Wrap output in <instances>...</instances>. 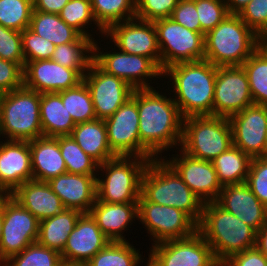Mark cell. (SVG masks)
Masks as SVG:
<instances>
[{"mask_svg": "<svg viewBox=\"0 0 267 266\" xmlns=\"http://www.w3.org/2000/svg\"><path fill=\"white\" fill-rule=\"evenodd\" d=\"M131 98L138 108L140 157L158 158L165 150L180 146L183 117L171 96L144 88L135 89Z\"/></svg>", "mask_w": 267, "mask_h": 266, "instance_id": "1", "label": "cell"}, {"mask_svg": "<svg viewBox=\"0 0 267 266\" xmlns=\"http://www.w3.org/2000/svg\"><path fill=\"white\" fill-rule=\"evenodd\" d=\"M217 68L204 59L174 64L163 71L162 76L173 80L170 83L175 92L173 100L183 118L213 116Z\"/></svg>", "mask_w": 267, "mask_h": 266, "instance_id": "2", "label": "cell"}, {"mask_svg": "<svg viewBox=\"0 0 267 266\" xmlns=\"http://www.w3.org/2000/svg\"><path fill=\"white\" fill-rule=\"evenodd\" d=\"M197 231L220 265L234 254L256 247L257 232L216 202H205Z\"/></svg>", "mask_w": 267, "mask_h": 266, "instance_id": "3", "label": "cell"}, {"mask_svg": "<svg viewBox=\"0 0 267 266\" xmlns=\"http://www.w3.org/2000/svg\"><path fill=\"white\" fill-rule=\"evenodd\" d=\"M141 196L147 202L182 210L197 225L201 221L204 203L162 157L151 159L146 167Z\"/></svg>", "mask_w": 267, "mask_h": 266, "instance_id": "4", "label": "cell"}, {"mask_svg": "<svg viewBox=\"0 0 267 266\" xmlns=\"http://www.w3.org/2000/svg\"><path fill=\"white\" fill-rule=\"evenodd\" d=\"M260 47V37L238 14H228L204 35V59L213 65L241 66Z\"/></svg>", "mask_w": 267, "mask_h": 266, "instance_id": "5", "label": "cell"}, {"mask_svg": "<svg viewBox=\"0 0 267 266\" xmlns=\"http://www.w3.org/2000/svg\"><path fill=\"white\" fill-rule=\"evenodd\" d=\"M151 159L117 156L98 166L105 177L96 178L97 199L106 203H138L141 180ZM105 178V179H104Z\"/></svg>", "mask_w": 267, "mask_h": 266, "instance_id": "6", "label": "cell"}, {"mask_svg": "<svg viewBox=\"0 0 267 266\" xmlns=\"http://www.w3.org/2000/svg\"><path fill=\"white\" fill-rule=\"evenodd\" d=\"M6 135V137H5ZM31 141L43 137L40 93L21 87L0 96V137Z\"/></svg>", "mask_w": 267, "mask_h": 266, "instance_id": "7", "label": "cell"}, {"mask_svg": "<svg viewBox=\"0 0 267 266\" xmlns=\"http://www.w3.org/2000/svg\"><path fill=\"white\" fill-rule=\"evenodd\" d=\"M180 149L187 155L212 161L233 146L232 129L226 117L190 116L183 118Z\"/></svg>", "mask_w": 267, "mask_h": 266, "instance_id": "8", "label": "cell"}, {"mask_svg": "<svg viewBox=\"0 0 267 266\" xmlns=\"http://www.w3.org/2000/svg\"><path fill=\"white\" fill-rule=\"evenodd\" d=\"M161 55V71L182 62L204 60V34L189 30L171 17L153 22Z\"/></svg>", "mask_w": 267, "mask_h": 266, "instance_id": "9", "label": "cell"}, {"mask_svg": "<svg viewBox=\"0 0 267 266\" xmlns=\"http://www.w3.org/2000/svg\"><path fill=\"white\" fill-rule=\"evenodd\" d=\"M138 220L151 235L153 245L187 238L197 231V224L182 210L147 202L142 196L138 200Z\"/></svg>", "mask_w": 267, "mask_h": 266, "instance_id": "10", "label": "cell"}, {"mask_svg": "<svg viewBox=\"0 0 267 266\" xmlns=\"http://www.w3.org/2000/svg\"><path fill=\"white\" fill-rule=\"evenodd\" d=\"M146 266H221L212 248L196 231L192 236L151 246Z\"/></svg>", "mask_w": 267, "mask_h": 266, "instance_id": "11", "label": "cell"}, {"mask_svg": "<svg viewBox=\"0 0 267 266\" xmlns=\"http://www.w3.org/2000/svg\"><path fill=\"white\" fill-rule=\"evenodd\" d=\"M97 41L93 44V61L107 73L123 79L134 89L154 88L149 79L162 78L161 69L148 57L115 50L100 51ZM104 52V53H103ZM159 76V77H158Z\"/></svg>", "mask_w": 267, "mask_h": 266, "instance_id": "12", "label": "cell"}, {"mask_svg": "<svg viewBox=\"0 0 267 266\" xmlns=\"http://www.w3.org/2000/svg\"><path fill=\"white\" fill-rule=\"evenodd\" d=\"M3 227L0 239V266L11 256L19 254L37 242L39 220L12 197L2 210Z\"/></svg>", "mask_w": 267, "mask_h": 266, "instance_id": "13", "label": "cell"}, {"mask_svg": "<svg viewBox=\"0 0 267 266\" xmlns=\"http://www.w3.org/2000/svg\"><path fill=\"white\" fill-rule=\"evenodd\" d=\"M94 106L97 119L105 120L125 104L134 92V88L121 78L101 69L94 61L83 76Z\"/></svg>", "mask_w": 267, "mask_h": 266, "instance_id": "14", "label": "cell"}, {"mask_svg": "<svg viewBox=\"0 0 267 266\" xmlns=\"http://www.w3.org/2000/svg\"><path fill=\"white\" fill-rule=\"evenodd\" d=\"M253 104L249 80L243 67H218L215 78L213 116L229 118Z\"/></svg>", "mask_w": 267, "mask_h": 266, "instance_id": "15", "label": "cell"}, {"mask_svg": "<svg viewBox=\"0 0 267 266\" xmlns=\"http://www.w3.org/2000/svg\"><path fill=\"white\" fill-rule=\"evenodd\" d=\"M114 47L127 54L150 58L161 69V55L153 22L133 18L112 24L105 30ZM109 36V37H108Z\"/></svg>", "mask_w": 267, "mask_h": 266, "instance_id": "16", "label": "cell"}, {"mask_svg": "<svg viewBox=\"0 0 267 266\" xmlns=\"http://www.w3.org/2000/svg\"><path fill=\"white\" fill-rule=\"evenodd\" d=\"M233 145L251 158L267 157V106L253 104L229 118Z\"/></svg>", "mask_w": 267, "mask_h": 266, "instance_id": "17", "label": "cell"}, {"mask_svg": "<svg viewBox=\"0 0 267 266\" xmlns=\"http://www.w3.org/2000/svg\"><path fill=\"white\" fill-rule=\"evenodd\" d=\"M87 71L66 68L51 59L29 61L23 68V86L40 94L60 92L77 86Z\"/></svg>", "mask_w": 267, "mask_h": 266, "instance_id": "18", "label": "cell"}, {"mask_svg": "<svg viewBox=\"0 0 267 266\" xmlns=\"http://www.w3.org/2000/svg\"><path fill=\"white\" fill-rule=\"evenodd\" d=\"M179 155L163 159L176 171L184 183L205 202H215L222 186L212 161L193 158L179 149Z\"/></svg>", "mask_w": 267, "mask_h": 266, "instance_id": "19", "label": "cell"}, {"mask_svg": "<svg viewBox=\"0 0 267 266\" xmlns=\"http://www.w3.org/2000/svg\"><path fill=\"white\" fill-rule=\"evenodd\" d=\"M104 122L109 146L117 156L140 157L139 115L132 98Z\"/></svg>", "mask_w": 267, "mask_h": 266, "instance_id": "20", "label": "cell"}, {"mask_svg": "<svg viewBox=\"0 0 267 266\" xmlns=\"http://www.w3.org/2000/svg\"><path fill=\"white\" fill-rule=\"evenodd\" d=\"M110 242L91 214L82 213L60 254L63 262L86 264Z\"/></svg>", "mask_w": 267, "mask_h": 266, "instance_id": "21", "label": "cell"}, {"mask_svg": "<svg viewBox=\"0 0 267 266\" xmlns=\"http://www.w3.org/2000/svg\"><path fill=\"white\" fill-rule=\"evenodd\" d=\"M215 202L256 232L267 221V207L253 194L246 182L222 186Z\"/></svg>", "mask_w": 267, "mask_h": 266, "instance_id": "22", "label": "cell"}, {"mask_svg": "<svg viewBox=\"0 0 267 266\" xmlns=\"http://www.w3.org/2000/svg\"><path fill=\"white\" fill-rule=\"evenodd\" d=\"M33 180L29 141H0V188L11 193Z\"/></svg>", "mask_w": 267, "mask_h": 266, "instance_id": "23", "label": "cell"}, {"mask_svg": "<svg viewBox=\"0 0 267 266\" xmlns=\"http://www.w3.org/2000/svg\"><path fill=\"white\" fill-rule=\"evenodd\" d=\"M96 178L97 176L66 172L47 183L66 209L89 213L97 198Z\"/></svg>", "mask_w": 267, "mask_h": 266, "instance_id": "24", "label": "cell"}, {"mask_svg": "<svg viewBox=\"0 0 267 266\" xmlns=\"http://www.w3.org/2000/svg\"><path fill=\"white\" fill-rule=\"evenodd\" d=\"M11 197L39 221L53 217L65 207L47 182L31 180L17 187Z\"/></svg>", "mask_w": 267, "mask_h": 266, "instance_id": "25", "label": "cell"}, {"mask_svg": "<svg viewBox=\"0 0 267 266\" xmlns=\"http://www.w3.org/2000/svg\"><path fill=\"white\" fill-rule=\"evenodd\" d=\"M89 213L111 241H128L123 234L138 220V203H106L96 198Z\"/></svg>", "mask_w": 267, "mask_h": 266, "instance_id": "26", "label": "cell"}, {"mask_svg": "<svg viewBox=\"0 0 267 266\" xmlns=\"http://www.w3.org/2000/svg\"><path fill=\"white\" fill-rule=\"evenodd\" d=\"M33 180L48 182L67 172L58 137H40L29 141Z\"/></svg>", "mask_w": 267, "mask_h": 266, "instance_id": "27", "label": "cell"}, {"mask_svg": "<svg viewBox=\"0 0 267 266\" xmlns=\"http://www.w3.org/2000/svg\"><path fill=\"white\" fill-rule=\"evenodd\" d=\"M70 136L99 165L117 157L109 146L106 125L102 119L77 123Z\"/></svg>", "mask_w": 267, "mask_h": 266, "instance_id": "28", "label": "cell"}, {"mask_svg": "<svg viewBox=\"0 0 267 266\" xmlns=\"http://www.w3.org/2000/svg\"><path fill=\"white\" fill-rule=\"evenodd\" d=\"M40 119L45 137L70 136L76 125L57 92L40 94Z\"/></svg>", "mask_w": 267, "mask_h": 266, "instance_id": "29", "label": "cell"}, {"mask_svg": "<svg viewBox=\"0 0 267 266\" xmlns=\"http://www.w3.org/2000/svg\"><path fill=\"white\" fill-rule=\"evenodd\" d=\"M81 214L78 210L65 208L53 217L41 220L37 242L61 253Z\"/></svg>", "mask_w": 267, "mask_h": 266, "instance_id": "30", "label": "cell"}, {"mask_svg": "<svg viewBox=\"0 0 267 266\" xmlns=\"http://www.w3.org/2000/svg\"><path fill=\"white\" fill-rule=\"evenodd\" d=\"M29 28L55 46L77 42L82 37L77 30L67 25L59 14L42 11H32Z\"/></svg>", "mask_w": 267, "mask_h": 266, "instance_id": "31", "label": "cell"}, {"mask_svg": "<svg viewBox=\"0 0 267 266\" xmlns=\"http://www.w3.org/2000/svg\"><path fill=\"white\" fill-rule=\"evenodd\" d=\"M251 160L249 155L234 145L212 160L221 186L246 182Z\"/></svg>", "mask_w": 267, "mask_h": 266, "instance_id": "32", "label": "cell"}, {"mask_svg": "<svg viewBox=\"0 0 267 266\" xmlns=\"http://www.w3.org/2000/svg\"><path fill=\"white\" fill-rule=\"evenodd\" d=\"M93 44L91 38L82 36L77 42L57 45L51 60L71 69H88L93 61Z\"/></svg>", "mask_w": 267, "mask_h": 266, "instance_id": "33", "label": "cell"}, {"mask_svg": "<svg viewBox=\"0 0 267 266\" xmlns=\"http://www.w3.org/2000/svg\"><path fill=\"white\" fill-rule=\"evenodd\" d=\"M253 103L267 106V53L259 47L242 65Z\"/></svg>", "mask_w": 267, "mask_h": 266, "instance_id": "34", "label": "cell"}, {"mask_svg": "<svg viewBox=\"0 0 267 266\" xmlns=\"http://www.w3.org/2000/svg\"><path fill=\"white\" fill-rule=\"evenodd\" d=\"M128 241H111L97 252L87 266H137L142 256Z\"/></svg>", "mask_w": 267, "mask_h": 266, "instance_id": "35", "label": "cell"}, {"mask_svg": "<svg viewBox=\"0 0 267 266\" xmlns=\"http://www.w3.org/2000/svg\"><path fill=\"white\" fill-rule=\"evenodd\" d=\"M57 93L61 96L63 106H66L75 124L97 119L91 94L84 81L73 88Z\"/></svg>", "mask_w": 267, "mask_h": 266, "instance_id": "36", "label": "cell"}, {"mask_svg": "<svg viewBox=\"0 0 267 266\" xmlns=\"http://www.w3.org/2000/svg\"><path fill=\"white\" fill-rule=\"evenodd\" d=\"M96 22L106 30L112 24L135 18V0H90Z\"/></svg>", "mask_w": 267, "mask_h": 266, "instance_id": "37", "label": "cell"}, {"mask_svg": "<svg viewBox=\"0 0 267 266\" xmlns=\"http://www.w3.org/2000/svg\"><path fill=\"white\" fill-rule=\"evenodd\" d=\"M58 143L68 173L98 176L99 164L87 155L71 136H59Z\"/></svg>", "mask_w": 267, "mask_h": 266, "instance_id": "38", "label": "cell"}, {"mask_svg": "<svg viewBox=\"0 0 267 266\" xmlns=\"http://www.w3.org/2000/svg\"><path fill=\"white\" fill-rule=\"evenodd\" d=\"M59 16L67 25L73 27L82 36L91 38L93 41L96 40L91 37L92 34L85 30V28L88 29L87 25H92V21L98 27L97 30H99V32L101 31V35L103 36V34H105V30L96 22L94 18L90 0H69L59 13Z\"/></svg>", "mask_w": 267, "mask_h": 266, "instance_id": "39", "label": "cell"}, {"mask_svg": "<svg viewBox=\"0 0 267 266\" xmlns=\"http://www.w3.org/2000/svg\"><path fill=\"white\" fill-rule=\"evenodd\" d=\"M62 263L58 251L35 242L19 254L11 256L1 266H60Z\"/></svg>", "mask_w": 267, "mask_h": 266, "instance_id": "40", "label": "cell"}, {"mask_svg": "<svg viewBox=\"0 0 267 266\" xmlns=\"http://www.w3.org/2000/svg\"><path fill=\"white\" fill-rule=\"evenodd\" d=\"M32 11L33 0H0V24L22 32L30 25Z\"/></svg>", "mask_w": 267, "mask_h": 266, "instance_id": "41", "label": "cell"}, {"mask_svg": "<svg viewBox=\"0 0 267 266\" xmlns=\"http://www.w3.org/2000/svg\"><path fill=\"white\" fill-rule=\"evenodd\" d=\"M196 11L201 25V34L213 30L228 14L224 0H196Z\"/></svg>", "mask_w": 267, "mask_h": 266, "instance_id": "42", "label": "cell"}, {"mask_svg": "<svg viewBox=\"0 0 267 266\" xmlns=\"http://www.w3.org/2000/svg\"><path fill=\"white\" fill-rule=\"evenodd\" d=\"M25 64L29 61L51 59L56 46L34 33L29 27L21 32Z\"/></svg>", "mask_w": 267, "mask_h": 266, "instance_id": "43", "label": "cell"}, {"mask_svg": "<svg viewBox=\"0 0 267 266\" xmlns=\"http://www.w3.org/2000/svg\"><path fill=\"white\" fill-rule=\"evenodd\" d=\"M179 0H135V18L154 22L170 18Z\"/></svg>", "mask_w": 267, "mask_h": 266, "instance_id": "44", "label": "cell"}, {"mask_svg": "<svg viewBox=\"0 0 267 266\" xmlns=\"http://www.w3.org/2000/svg\"><path fill=\"white\" fill-rule=\"evenodd\" d=\"M0 58L25 66L21 31L0 24Z\"/></svg>", "mask_w": 267, "mask_h": 266, "instance_id": "45", "label": "cell"}, {"mask_svg": "<svg viewBox=\"0 0 267 266\" xmlns=\"http://www.w3.org/2000/svg\"><path fill=\"white\" fill-rule=\"evenodd\" d=\"M246 183L259 201L267 207V157L252 158Z\"/></svg>", "mask_w": 267, "mask_h": 266, "instance_id": "46", "label": "cell"}, {"mask_svg": "<svg viewBox=\"0 0 267 266\" xmlns=\"http://www.w3.org/2000/svg\"><path fill=\"white\" fill-rule=\"evenodd\" d=\"M259 37L267 32V0H252L238 14Z\"/></svg>", "mask_w": 267, "mask_h": 266, "instance_id": "47", "label": "cell"}, {"mask_svg": "<svg viewBox=\"0 0 267 266\" xmlns=\"http://www.w3.org/2000/svg\"><path fill=\"white\" fill-rule=\"evenodd\" d=\"M23 87V67L0 58V94Z\"/></svg>", "mask_w": 267, "mask_h": 266, "instance_id": "48", "label": "cell"}, {"mask_svg": "<svg viewBox=\"0 0 267 266\" xmlns=\"http://www.w3.org/2000/svg\"><path fill=\"white\" fill-rule=\"evenodd\" d=\"M171 18L185 28L201 33V25L196 11V0H179Z\"/></svg>", "mask_w": 267, "mask_h": 266, "instance_id": "49", "label": "cell"}, {"mask_svg": "<svg viewBox=\"0 0 267 266\" xmlns=\"http://www.w3.org/2000/svg\"><path fill=\"white\" fill-rule=\"evenodd\" d=\"M221 266H267V258L257 247H254L234 254Z\"/></svg>", "mask_w": 267, "mask_h": 266, "instance_id": "50", "label": "cell"}, {"mask_svg": "<svg viewBox=\"0 0 267 266\" xmlns=\"http://www.w3.org/2000/svg\"><path fill=\"white\" fill-rule=\"evenodd\" d=\"M69 0H33V10L59 14Z\"/></svg>", "mask_w": 267, "mask_h": 266, "instance_id": "51", "label": "cell"}, {"mask_svg": "<svg viewBox=\"0 0 267 266\" xmlns=\"http://www.w3.org/2000/svg\"><path fill=\"white\" fill-rule=\"evenodd\" d=\"M256 247L261 251V253L267 258V221L265 224L257 231L256 236Z\"/></svg>", "mask_w": 267, "mask_h": 266, "instance_id": "52", "label": "cell"}, {"mask_svg": "<svg viewBox=\"0 0 267 266\" xmlns=\"http://www.w3.org/2000/svg\"><path fill=\"white\" fill-rule=\"evenodd\" d=\"M229 14H239L241 10L252 0H224Z\"/></svg>", "mask_w": 267, "mask_h": 266, "instance_id": "53", "label": "cell"}, {"mask_svg": "<svg viewBox=\"0 0 267 266\" xmlns=\"http://www.w3.org/2000/svg\"><path fill=\"white\" fill-rule=\"evenodd\" d=\"M11 197V192L5 189L0 188V213L3 210L5 203Z\"/></svg>", "mask_w": 267, "mask_h": 266, "instance_id": "54", "label": "cell"}, {"mask_svg": "<svg viewBox=\"0 0 267 266\" xmlns=\"http://www.w3.org/2000/svg\"><path fill=\"white\" fill-rule=\"evenodd\" d=\"M260 47L267 53V32L260 36Z\"/></svg>", "mask_w": 267, "mask_h": 266, "instance_id": "55", "label": "cell"}, {"mask_svg": "<svg viewBox=\"0 0 267 266\" xmlns=\"http://www.w3.org/2000/svg\"><path fill=\"white\" fill-rule=\"evenodd\" d=\"M60 266H87L86 264L66 263L63 262Z\"/></svg>", "mask_w": 267, "mask_h": 266, "instance_id": "56", "label": "cell"}, {"mask_svg": "<svg viewBox=\"0 0 267 266\" xmlns=\"http://www.w3.org/2000/svg\"><path fill=\"white\" fill-rule=\"evenodd\" d=\"M2 227H3V217H2V212L0 213V239L2 236Z\"/></svg>", "mask_w": 267, "mask_h": 266, "instance_id": "57", "label": "cell"}]
</instances>
